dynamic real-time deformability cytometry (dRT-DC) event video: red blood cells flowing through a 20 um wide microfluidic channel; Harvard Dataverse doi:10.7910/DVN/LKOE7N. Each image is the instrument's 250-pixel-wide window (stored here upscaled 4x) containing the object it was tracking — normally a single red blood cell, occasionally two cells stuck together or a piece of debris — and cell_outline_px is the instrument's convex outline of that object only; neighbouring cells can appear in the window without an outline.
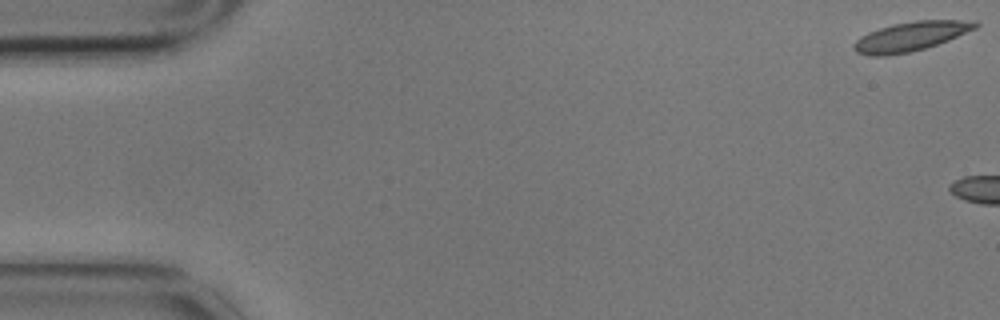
{"species": "common noctule bat (a hibernating species)", "species_latin": "Nyctalus noctula", "temperature_condition": "cold", "stored_images_in_passage": 3, "camera_frame_rate_fps": 3000, "um_per_image_px": 0.085, "animal": {"sex": "male", "body_mass_g": 17.9}, "frame": {"image": 1, "passage_image": 1, "time_ms": 0.0, "image_size_px": [1000, 320], "cell_outline_px": [[980, 24], [976, 28], [948, 40], [924, 48], [908, 52], [888, 56], [868, 56], [856, 52], [852, 48], [852, 44], [860, 36], [868, 32], [892, 24], [916, 20], [976, 20]], "centroid_in_image_um": [77.38, 3.09], "position_along_channel_um": 7.6, "area_um2": 20.81}}